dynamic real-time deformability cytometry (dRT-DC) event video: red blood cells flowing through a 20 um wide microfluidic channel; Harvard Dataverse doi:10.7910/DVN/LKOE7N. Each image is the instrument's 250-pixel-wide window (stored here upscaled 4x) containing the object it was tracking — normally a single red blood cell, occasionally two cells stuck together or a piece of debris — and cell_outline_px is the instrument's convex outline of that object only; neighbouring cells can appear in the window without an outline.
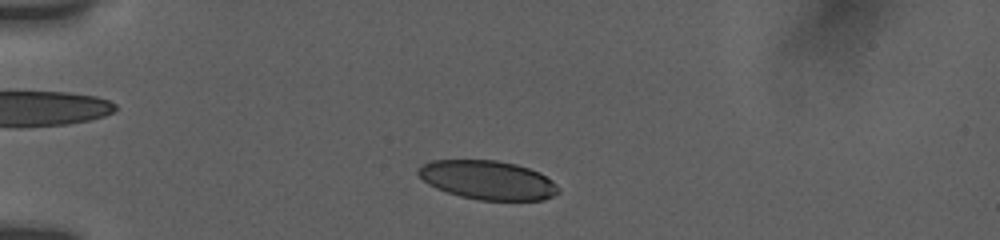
{"species": "human", "species_latin": "Homo sapiens", "temperature_condition": "room temperature", "stored_images_in_passage": 39, "camera_frame_rate_fps": 3000, "um_per_image_px": 0.085, "donor": {"sex": "female"}, "frame": {"image": 1, "passage_image": 2, "time_ms": 0.667, "image_size_px": [1000, 240], "cell_outline_px": [[560, 192], [544, 200], [480, 200], [460, 196], [436, 188], [428, 184], [416, 172], [424, 164], [432, 160], [496, 160], [516, 164], [540, 172], [552, 180], [560, 188]], "centroid_in_image_um": [41.49, 15.3], "position_along_channel_um": 43.5, "area_um2": 31.73}}
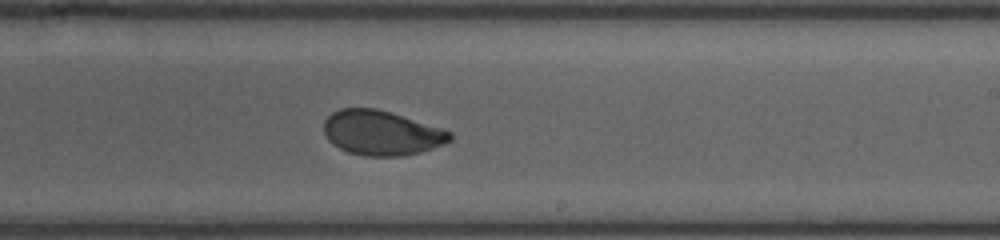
{"frame": {"image": 2, "passage_image": 20, "time_ms": 7.333, "image_size_px": [1000, 240], "cell_outline_px": [[452, 140], [444, 144], [420, 152], [404, 156], [364, 156], [348, 152], [332, 144], [328, 140], [324, 132], [324, 120], [332, 112], [340, 108], [376, 108], [444, 128], [452, 132]], "centroid_in_image_um": [32.44, 11.29], "position_along_channel_um": 256.6, "area_um2": 33.06}}
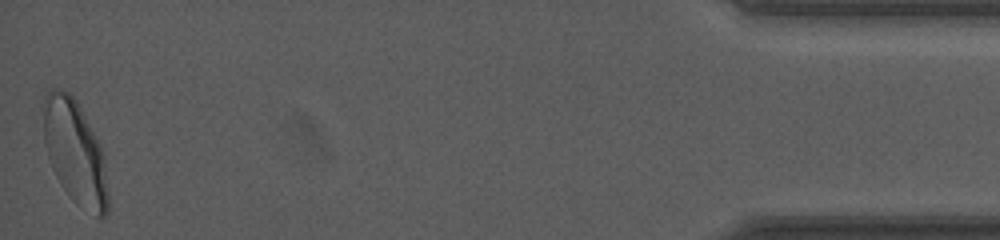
{"frame": {"image": 3, "passage_image": 39, "time_ms": 14.0, "image_size_px": [1000, 240], "cell_outline_px": [[108, 212], [104, 216], [96, 216], [76, 204], [72, 200], [60, 184], [52, 168], [48, 156], [44, 140], [40, 108], [40, 104], [44, 96], [52, 88], [56, 88], [68, 92], [76, 100], [100, 144], [104, 156], [108, 192]], "centroid_in_image_um": [6.33, 12.91], "position_along_channel_um": 428.9, "area_um2": 39.59}, "authors_computed_cell_mechanics": {"area_um2": 34.2754, "velocity_mm_per_s": 3.7905, "shape_relaxation_time_tau1_ms": 6.6356, "shape_relaxation_time_tau2_ms": 1.0814, "deformation_change_tau1": 0.1731, "deformation_change_tau2": 0.0527}}